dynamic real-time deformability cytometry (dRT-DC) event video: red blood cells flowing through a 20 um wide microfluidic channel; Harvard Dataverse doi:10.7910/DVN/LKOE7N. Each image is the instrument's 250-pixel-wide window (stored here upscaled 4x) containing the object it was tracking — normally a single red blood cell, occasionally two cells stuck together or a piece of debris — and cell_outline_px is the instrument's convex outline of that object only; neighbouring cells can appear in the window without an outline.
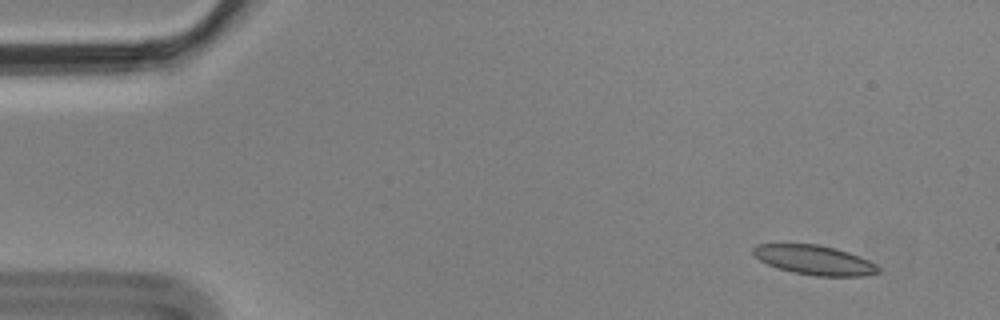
{"species": "Egyptian fruit bat (a non-hibernating species)", "species_latin": "Rousettus aegyptiacus", "temperature_condition": "cold", "stored_images_in_passage": 9, "camera_frame_rate_fps": 3000, "um_per_image_px": 0.085, "animal": {"sex": "male"}, "frame": {"image": 1, "passage_image": 1, "time_ms": 0.0, "image_size_px": [1000, 320], "cell_outline_px": [[880, 272], [864, 276], [816, 276], [792, 272], [768, 264], [760, 260], [752, 252], [752, 248], [756, 244], [816, 244], [836, 248], [860, 256], [876, 264], [880, 268]], "centroid_in_image_um": [69.25, 22.1], "position_along_channel_um": 15.7, "area_um2": 21.44}}
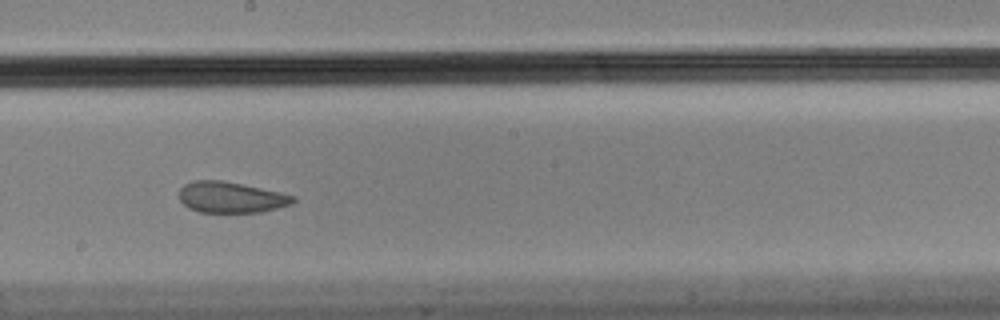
{"frame": {"image": 2, "passage_image": 8, "time_ms": 2.333, "image_size_px": [1000, 320], "cell_outline_px": [[296, 200], [292, 204], [260, 212], [200, 212], [188, 208], [180, 200], [180, 188], [184, 184], [192, 180], [220, 180], [280, 192], [296, 196]], "centroid_in_image_um": [19.62, 16.77], "position_along_channel_um": 228.6, "area_um2": 20.46}}
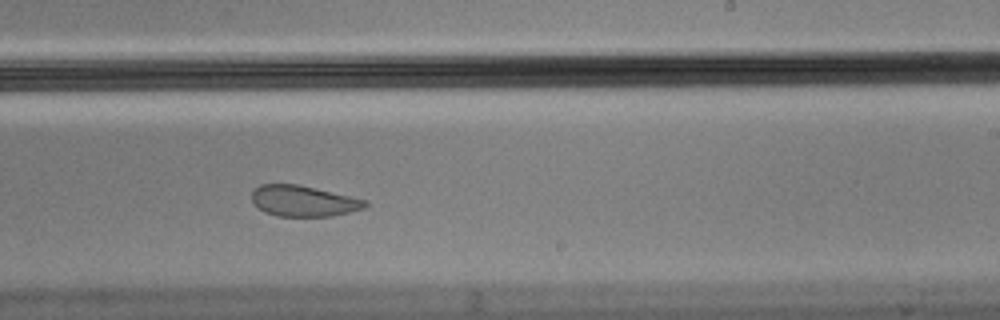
{"frame": {"image": 3, "passage_image": 9, "time_ms": 2.667, "image_size_px": [1000, 320], "cell_outline_px": [[368, 204], [364, 208], [332, 216], [276, 216], [264, 212], [252, 200], [252, 192], [260, 184], [296, 184], [348, 196], [364, 200]], "centroid_in_image_um": [25.75, 17.09], "position_along_channel_um": 263.3, "area_um2": 19.94}}